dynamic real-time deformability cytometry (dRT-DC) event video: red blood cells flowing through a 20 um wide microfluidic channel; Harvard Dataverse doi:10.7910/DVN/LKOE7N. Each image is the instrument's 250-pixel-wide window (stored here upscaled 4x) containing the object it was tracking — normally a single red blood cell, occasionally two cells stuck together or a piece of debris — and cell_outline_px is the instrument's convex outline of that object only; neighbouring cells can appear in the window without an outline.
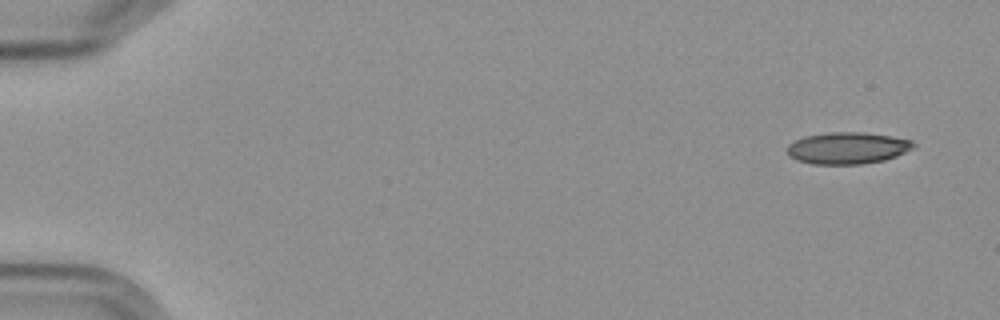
{"species": "Egyptian fruit bat (a non-hibernating species)", "species_latin": "Rousettus aegyptiacus", "temperature_condition": "cold", "stored_images_in_passage": 5, "camera_frame_rate_fps": 3000, "um_per_image_px": 0.085, "frame": {"image": 1, "passage_image": 1, "time_ms": 0.0, "image_size_px": [1000, 320], "cell_outline_px": [[916, 144], [912, 148], [896, 156], [884, 160], [860, 164], [812, 164], [796, 160], [788, 156], [788, 144], [804, 136], [828, 132], [864, 132], [892, 136], [912, 140]], "centroid_in_image_um": [72.02, 12.58], "position_along_channel_um": 13.0, "area_um2": 23.41}}
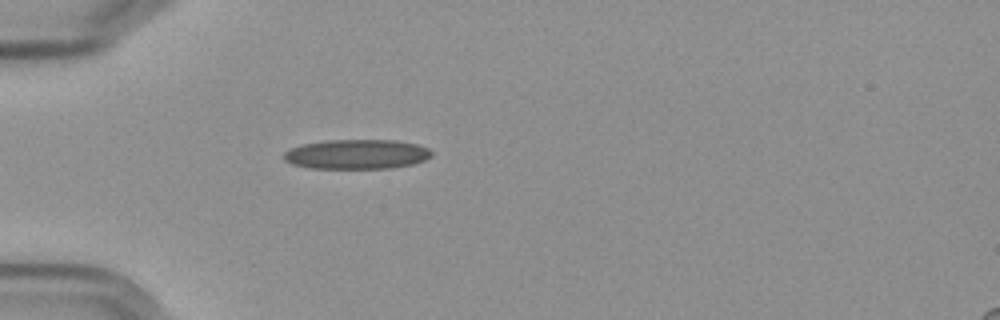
{"frame": {"image": 2, "passage_image": 5, "time_ms": 4.667, "image_size_px": [1000, 320], "cell_outline_px": [[432, 156], [424, 160], [412, 164], [392, 168], [308, 168], [292, 164], [284, 160], [284, 152], [292, 148], [304, 144], [328, 140], [396, 140], [420, 144], [428, 148], [432, 152]], "centroid_in_image_um": [30.36, 13.11], "position_along_channel_um": 54.6, "area_um2": 25.55}}